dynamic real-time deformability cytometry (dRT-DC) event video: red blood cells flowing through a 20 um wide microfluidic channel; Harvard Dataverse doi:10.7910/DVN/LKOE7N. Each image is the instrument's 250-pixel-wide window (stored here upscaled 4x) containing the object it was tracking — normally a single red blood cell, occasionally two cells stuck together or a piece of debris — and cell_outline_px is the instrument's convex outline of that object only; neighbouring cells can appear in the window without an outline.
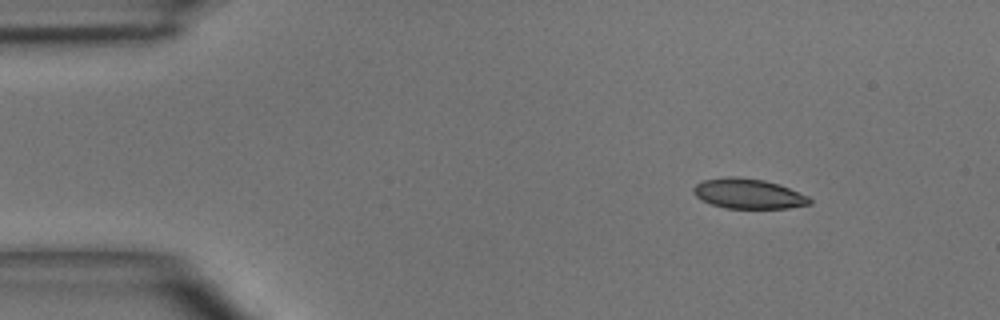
{"species": "common noctule bat (a hibernating species)", "species_latin": "Nyctalus noctula", "temperature_condition": "room temperature", "stored_images_in_passage": 3, "camera_frame_rate_fps": 3000, "um_per_image_px": 0.085, "animal": {"sex": "male", "body_mass_g": 15.6}, "frame": {"image": 1, "passage_image": 1, "time_ms": 0.0, "image_size_px": [1000, 320], "cell_outline_px": [[812, 204], [788, 208], [724, 208], [700, 200], [692, 192], [692, 188], [696, 184], [704, 180], [728, 176], [736, 176], [764, 180], [780, 184], [808, 196], [812, 200]], "centroid_in_image_um": [63.6, 16.46], "position_along_channel_um": 21.4, "area_um2": 20.46}}
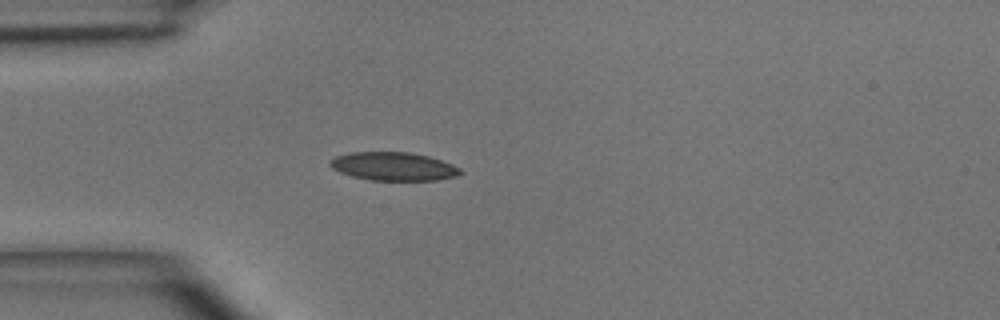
{"frame": {"image": 2, "passage_image": 3, "time_ms": 2.333, "image_size_px": [1000, 320], "cell_outline_px": [[464, 172], [456, 176], [436, 180], [372, 180], [352, 176], [340, 172], [332, 168], [328, 164], [328, 160], [336, 156], [348, 152], [408, 152], [428, 156], [452, 164], [460, 168]], "centroid_in_image_um": [33.42, 14.14], "position_along_channel_um": 51.6, "area_um2": 21.56}}